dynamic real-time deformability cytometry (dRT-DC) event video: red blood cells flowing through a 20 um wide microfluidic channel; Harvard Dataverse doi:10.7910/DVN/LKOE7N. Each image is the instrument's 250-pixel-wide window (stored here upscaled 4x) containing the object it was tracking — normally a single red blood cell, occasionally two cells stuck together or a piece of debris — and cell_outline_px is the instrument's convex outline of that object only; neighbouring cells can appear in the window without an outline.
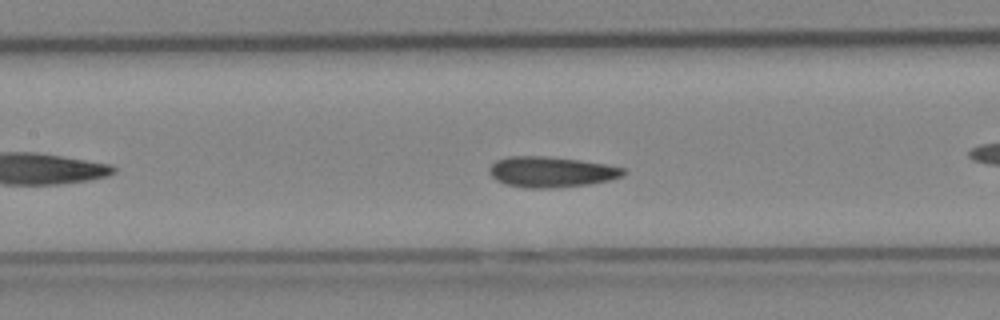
{"species": "Egyptian fruit bat (a non-hibernating species)", "species_latin": "Rousettus aegyptiacus", "temperature_condition": "cold", "stored_images_in_passage": 42, "camera_frame_rate_fps": 3000, "um_per_image_px": 0.085, "animal": {"sex": "female"}, "frame": {"image": 1, "passage_image": 13, "time_ms": 4.0, "image_size_px": [1000, 320], "cell_outline_px": [[628, 172], [624, 176], [608, 180], [588, 184], [552, 188], [528, 188], [504, 184], [496, 180], [488, 172], [488, 168], [496, 160], [508, 156], [544, 156], [580, 160], [604, 164], [624, 168]], "centroid_in_image_um": [46.83, 14.61], "position_along_channel_um": 160.6, "area_um2": 23.99}}
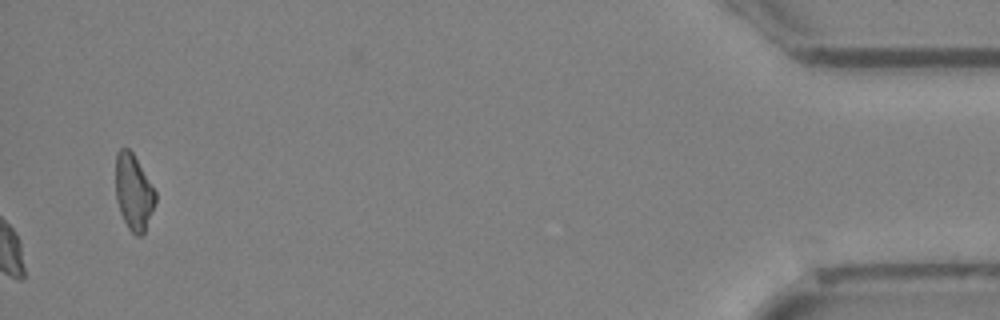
{"frame": {"image": 2, "passage_image": 42, "time_ms": 13.667, "image_size_px": [1000, 320], "cell_outline_px": [[156, 200], [144, 232], [140, 236], [136, 236], [128, 228], [120, 212], [116, 200], [116, 152], [120, 148], [128, 148], [132, 152], [156, 192]], "centroid_in_image_um": [11.34, 16.33], "position_along_channel_um": 423.9, "area_um2": 17.34}, "authors_computed_cell_mechanics": {"area_um2": 23.1778, "velocity_mm_per_s": 3.9165, "shape_relaxation_time_tau1_ms": 9.7765, "shape_relaxation_time_tau2_ms": 3.3131, "deformation_change_tau1": 0.1434, "deformation_change_tau2": 0.0611}}